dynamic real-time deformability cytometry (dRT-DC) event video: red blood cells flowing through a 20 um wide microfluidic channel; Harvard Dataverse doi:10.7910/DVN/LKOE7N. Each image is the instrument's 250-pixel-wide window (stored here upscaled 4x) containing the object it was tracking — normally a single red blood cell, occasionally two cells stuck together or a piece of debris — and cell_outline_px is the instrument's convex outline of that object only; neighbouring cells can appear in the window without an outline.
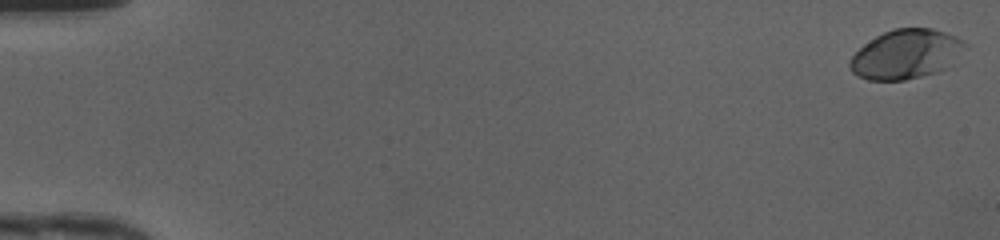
{"species": "human", "species_latin": "Homo sapiens", "temperature_condition": "cold", "stored_images_in_passage": 49, "camera_frame_rate_fps": 3000, "um_per_image_px": 0.085, "donor": {"sex": "female"}, "frame": {"image": 1, "passage_image": 1, "time_ms": 0.0, "image_size_px": [1000, 240], "cell_outline_px": [[968, 48], [940, 72], [904, 80], [868, 80], [856, 76], [852, 72], [848, 64], [848, 60], [864, 44], [876, 36], [892, 28], [932, 28], [956, 36], [964, 40], [968, 44]], "centroid_in_image_um": [77.02, 4.6], "position_along_channel_um": 8.0, "area_um2": 33.35}}
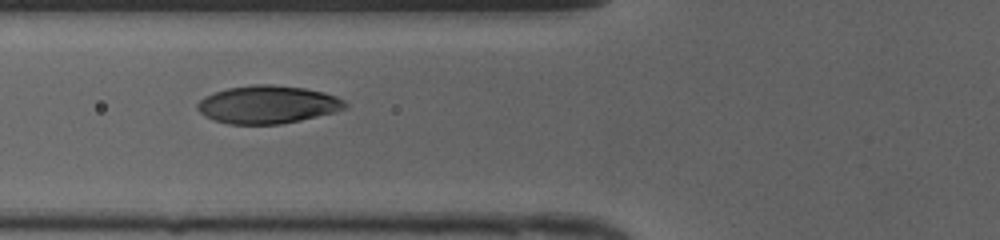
{"frame": {"image": 2, "passage_image": 20, "time_ms": 6.333, "image_size_px": [1000, 240], "cell_outline_px": [[348, 108], [336, 112], [300, 120], [280, 124], [228, 124], [204, 116], [196, 108], [196, 104], [204, 96], [228, 88], [256, 84], [272, 84], [304, 88], [324, 92], [336, 96], [344, 100], [348, 104]], "centroid_in_image_um": [22.78, 8.89], "position_along_channel_um": 103.0, "area_um2": 32.71}}
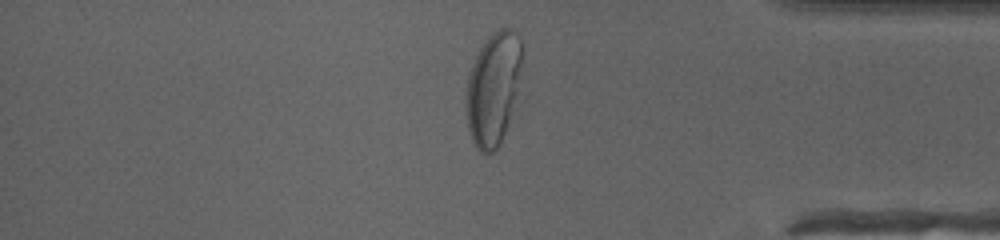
{"frame": {"image": 3, "passage_image": 42, "time_ms": 13.667, "image_size_px": [1000, 240], "cell_outline_px": [[524, 56], [520, 92], [508, 124], [500, 144], [492, 152], [480, 152], [476, 148], [472, 140], [468, 128], [468, 76], [472, 64], [480, 48], [488, 36], [492, 32], [500, 28], [508, 28], [516, 32], [520, 36], [524, 52]], "centroid_in_image_um": [42.02, 7.46], "position_along_channel_um": 393.2, "area_um2": 37.34}, "authors_computed_cell_mechanics": {"area_um2": 33.1194, "velocity_mm_per_s": 4.2075, "shape_relaxation_time_tau1_ms": 2.779, "shape_relaxation_time_tau2_ms": null, "deformation_change_tau1": 0.1645, "deformation_change_tau2": null}}